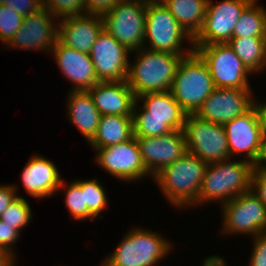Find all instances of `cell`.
<instances>
[{"label":"cell","mask_w":266,"mask_h":266,"mask_svg":"<svg viewBox=\"0 0 266 266\" xmlns=\"http://www.w3.org/2000/svg\"><path fill=\"white\" fill-rule=\"evenodd\" d=\"M186 116L170 91L143 93L133 107V136L157 137L183 129Z\"/></svg>","instance_id":"cell-1"},{"label":"cell","mask_w":266,"mask_h":266,"mask_svg":"<svg viewBox=\"0 0 266 266\" xmlns=\"http://www.w3.org/2000/svg\"><path fill=\"white\" fill-rule=\"evenodd\" d=\"M207 163L185 153L181 158L164 167L153 180L163 196L178 209L199 206V190Z\"/></svg>","instance_id":"cell-2"},{"label":"cell","mask_w":266,"mask_h":266,"mask_svg":"<svg viewBox=\"0 0 266 266\" xmlns=\"http://www.w3.org/2000/svg\"><path fill=\"white\" fill-rule=\"evenodd\" d=\"M131 53L136 57L129 63L126 81L135 97L148 92L170 91L178 64L186 56L145 47Z\"/></svg>","instance_id":"cell-3"},{"label":"cell","mask_w":266,"mask_h":266,"mask_svg":"<svg viewBox=\"0 0 266 266\" xmlns=\"http://www.w3.org/2000/svg\"><path fill=\"white\" fill-rule=\"evenodd\" d=\"M255 165L232 158L208 164L199 190V205L224 204L240 194L249 192Z\"/></svg>","instance_id":"cell-4"},{"label":"cell","mask_w":266,"mask_h":266,"mask_svg":"<svg viewBox=\"0 0 266 266\" xmlns=\"http://www.w3.org/2000/svg\"><path fill=\"white\" fill-rule=\"evenodd\" d=\"M172 244L155 231L133 227L100 266H155L172 252Z\"/></svg>","instance_id":"cell-5"},{"label":"cell","mask_w":266,"mask_h":266,"mask_svg":"<svg viewBox=\"0 0 266 266\" xmlns=\"http://www.w3.org/2000/svg\"><path fill=\"white\" fill-rule=\"evenodd\" d=\"M215 88L207 64L194 50L179 62L170 93L187 114H195Z\"/></svg>","instance_id":"cell-6"},{"label":"cell","mask_w":266,"mask_h":266,"mask_svg":"<svg viewBox=\"0 0 266 266\" xmlns=\"http://www.w3.org/2000/svg\"><path fill=\"white\" fill-rule=\"evenodd\" d=\"M184 41L190 42V48L183 47ZM144 47L177 55H189L194 51L193 39L170 11L161 1L152 0L147 1Z\"/></svg>","instance_id":"cell-7"},{"label":"cell","mask_w":266,"mask_h":266,"mask_svg":"<svg viewBox=\"0 0 266 266\" xmlns=\"http://www.w3.org/2000/svg\"><path fill=\"white\" fill-rule=\"evenodd\" d=\"M148 0H122L102 16L104 29L129 51L144 47Z\"/></svg>","instance_id":"cell-8"},{"label":"cell","mask_w":266,"mask_h":266,"mask_svg":"<svg viewBox=\"0 0 266 266\" xmlns=\"http://www.w3.org/2000/svg\"><path fill=\"white\" fill-rule=\"evenodd\" d=\"M186 150L207 164L230 159L228 140L223 125L187 114L184 123Z\"/></svg>","instance_id":"cell-9"},{"label":"cell","mask_w":266,"mask_h":266,"mask_svg":"<svg viewBox=\"0 0 266 266\" xmlns=\"http://www.w3.org/2000/svg\"><path fill=\"white\" fill-rule=\"evenodd\" d=\"M207 64L216 88L252 89L253 74L226 43L200 45L194 49Z\"/></svg>","instance_id":"cell-10"},{"label":"cell","mask_w":266,"mask_h":266,"mask_svg":"<svg viewBox=\"0 0 266 266\" xmlns=\"http://www.w3.org/2000/svg\"><path fill=\"white\" fill-rule=\"evenodd\" d=\"M220 206L221 235L254 237L266 232V208L251 190Z\"/></svg>","instance_id":"cell-11"},{"label":"cell","mask_w":266,"mask_h":266,"mask_svg":"<svg viewBox=\"0 0 266 266\" xmlns=\"http://www.w3.org/2000/svg\"><path fill=\"white\" fill-rule=\"evenodd\" d=\"M95 152V163L111 176L122 182H137L150 177L146 170L136 138L106 148H98Z\"/></svg>","instance_id":"cell-12"},{"label":"cell","mask_w":266,"mask_h":266,"mask_svg":"<svg viewBox=\"0 0 266 266\" xmlns=\"http://www.w3.org/2000/svg\"><path fill=\"white\" fill-rule=\"evenodd\" d=\"M252 0H208L203 27L193 39L194 49L200 45L226 43L232 38L233 29L244 8Z\"/></svg>","instance_id":"cell-13"},{"label":"cell","mask_w":266,"mask_h":266,"mask_svg":"<svg viewBox=\"0 0 266 266\" xmlns=\"http://www.w3.org/2000/svg\"><path fill=\"white\" fill-rule=\"evenodd\" d=\"M228 140L230 158L244 156V160L253 165L259 160L264 137L255 108L252 106L244 114L224 125Z\"/></svg>","instance_id":"cell-14"},{"label":"cell","mask_w":266,"mask_h":266,"mask_svg":"<svg viewBox=\"0 0 266 266\" xmlns=\"http://www.w3.org/2000/svg\"><path fill=\"white\" fill-rule=\"evenodd\" d=\"M89 54L100 82L124 81L127 79L131 51L119 43L105 29L96 38Z\"/></svg>","instance_id":"cell-15"},{"label":"cell","mask_w":266,"mask_h":266,"mask_svg":"<svg viewBox=\"0 0 266 266\" xmlns=\"http://www.w3.org/2000/svg\"><path fill=\"white\" fill-rule=\"evenodd\" d=\"M57 19L45 7L24 17L23 24L5 46L18 50H40L50 53L57 41ZM48 51V52H47Z\"/></svg>","instance_id":"cell-16"},{"label":"cell","mask_w":266,"mask_h":266,"mask_svg":"<svg viewBox=\"0 0 266 266\" xmlns=\"http://www.w3.org/2000/svg\"><path fill=\"white\" fill-rule=\"evenodd\" d=\"M252 89L215 88L196 111V115L215 124L224 125L253 106Z\"/></svg>","instance_id":"cell-17"},{"label":"cell","mask_w":266,"mask_h":266,"mask_svg":"<svg viewBox=\"0 0 266 266\" xmlns=\"http://www.w3.org/2000/svg\"><path fill=\"white\" fill-rule=\"evenodd\" d=\"M135 138L142 162L152 179L164 167L187 153L183 129L173 130L157 137Z\"/></svg>","instance_id":"cell-18"},{"label":"cell","mask_w":266,"mask_h":266,"mask_svg":"<svg viewBox=\"0 0 266 266\" xmlns=\"http://www.w3.org/2000/svg\"><path fill=\"white\" fill-rule=\"evenodd\" d=\"M50 54H53L60 72L73 85L70 91H88L100 82L90 54L68 47L58 39Z\"/></svg>","instance_id":"cell-19"},{"label":"cell","mask_w":266,"mask_h":266,"mask_svg":"<svg viewBox=\"0 0 266 266\" xmlns=\"http://www.w3.org/2000/svg\"><path fill=\"white\" fill-rule=\"evenodd\" d=\"M53 161L45 156H32L21 172V183L31 197L44 199L54 197L63 179Z\"/></svg>","instance_id":"cell-20"},{"label":"cell","mask_w":266,"mask_h":266,"mask_svg":"<svg viewBox=\"0 0 266 266\" xmlns=\"http://www.w3.org/2000/svg\"><path fill=\"white\" fill-rule=\"evenodd\" d=\"M57 39L64 45L88 53L104 29L102 16L80 15L58 20Z\"/></svg>","instance_id":"cell-21"},{"label":"cell","mask_w":266,"mask_h":266,"mask_svg":"<svg viewBox=\"0 0 266 266\" xmlns=\"http://www.w3.org/2000/svg\"><path fill=\"white\" fill-rule=\"evenodd\" d=\"M88 91L101 116H132L136 97L126 80L98 82Z\"/></svg>","instance_id":"cell-22"},{"label":"cell","mask_w":266,"mask_h":266,"mask_svg":"<svg viewBox=\"0 0 266 266\" xmlns=\"http://www.w3.org/2000/svg\"><path fill=\"white\" fill-rule=\"evenodd\" d=\"M67 99L65 115L89 143L97 133L100 112L89 91H69Z\"/></svg>","instance_id":"cell-23"},{"label":"cell","mask_w":266,"mask_h":266,"mask_svg":"<svg viewBox=\"0 0 266 266\" xmlns=\"http://www.w3.org/2000/svg\"><path fill=\"white\" fill-rule=\"evenodd\" d=\"M133 137L132 116L102 115L97 133L88 144L97 150L128 141Z\"/></svg>","instance_id":"cell-24"},{"label":"cell","mask_w":266,"mask_h":266,"mask_svg":"<svg viewBox=\"0 0 266 266\" xmlns=\"http://www.w3.org/2000/svg\"><path fill=\"white\" fill-rule=\"evenodd\" d=\"M187 34L194 39L203 27L208 0H160Z\"/></svg>","instance_id":"cell-25"},{"label":"cell","mask_w":266,"mask_h":266,"mask_svg":"<svg viewBox=\"0 0 266 266\" xmlns=\"http://www.w3.org/2000/svg\"><path fill=\"white\" fill-rule=\"evenodd\" d=\"M228 44L253 74L266 69V37H232Z\"/></svg>","instance_id":"cell-26"},{"label":"cell","mask_w":266,"mask_h":266,"mask_svg":"<svg viewBox=\"0 0 266 266\" xmlns=\"http://www.w3.org/2000/svg\"><path fill=\"white\" fill-rule=\"evenodd\" d=\"M252 0L234 26L232 37H266V9Z\"/></svg>","instance_id":"cell-27"},{"label":"cell","mask_w":266,"mask_h":266,"mask_svg":"<svg viewBox=\"0 0 266 266\" xmlns=\"http://www.w3.org/2000/svg\"><path fill=\"white\" fill-rule=\"evenodd\" d=\"M64 181L65 180H62L58 187V192H61L62 189L65 191L63 193L65 196V206L71 218L76 221H87V219L94 221L96 217L88 210L85 204L84 192H82L81 187L75 181L71 183Z\"/></svg>","instance_id":"cell-28"},{"label":"cell","mask_w":266,"mask_h":266,"mask_svg":"<svg viewBox=\"0 0 266 266\" xmlns=\"http://www.w3.org/2000/svg\"><path fill=\"white\" fill-rule=\"evenodd\" d=\"M74 181L81 187L82 192H84L85 204L88 210L95 217L103 214L102 212L108 208L107 203L109 199L101 182L95 178Z\"/></svg>","instance_id":"cell-29"},{"label":"cell","mask_w":266,"mask_h":266,"mask_svg":"<svg viewBox=\"0 0 266 266\" xmlns=\"http://www.w3.org/2000/svg\"><path fill=\"white\" fill-rule=\"evenodd\" d=\"M32 210L26 198L19 196L0 215V220L21 234V230L32 220Z\"/></svg>","instance_id":"cell-30"},{"label":"cell","mask_w":266,"mask_h":266,"mask_svg":"<svg viewBox=\"0 0 266 266\" xmlns=\"http://www.w3.org/2000/svg\"><path fill=\"white\" fill-rule=\"evenodd\" d=\"M44 7L57 20L86 14L85 0H44Z\"/></svg>","instance_id":"cell-31"},{"label":"cell","mask_w":266,"mask_h":266,"mask_svg":"<svg viewBox=\"0 0 266 266\" xmlns=\"http://www.w3.org/2000/svg\"><path fill=\"white\" fill-rule=\"evenodd\" d=\"M24 17L8 6H0V41L7 45L23 24Z\"/></svg>","instance_id":"cell-32"},{"label":"cell","mask_w":266,"mask_h":266,"mask_svg":"<svg viewBox=\"0 0 266 266\" xmlns=\"http://www.w3.org/2000/svg\"><path fill=\"white\" fill-rule=\"evenodd\" d=\"M20 233L10 225L0 220V249L7 252L16 260L15 242L19 240Z\"/></svg>","instance_id":"cell-33"},{"label":"cell","mask_w":266,"mask_h":266,"mask_svg":"<svg viewBox=\"0 0 266 266\" xmlns=\"http://www.w3.org/2000/svg\"><path fill=\"white\" fill-rule=\"evenodd\" d=\"M253 248L248 266H266V232L252 237Z\"/></svg>","instance_id":"cell-34"},{"label":"cell","mask_w":266,"mask_h":266,"mask_svg":"<svg viewBox=\"0 0 266 266\" xmlns=\"http://www.w3.org/2000/svg\"><path fill=\"white\" fill-rule=\"evenodd\" d=\"M3 4L21 16L26 17L42 9L44 0H4Z\"/></svg>","instance_id":"cell-35"},{"label":"cell","mask_w":266,"mask_h":266,"mask_svg":"<svg viewBox=\"0 0 266 266\" xmlns=\"http://www.w3.org/2000/svg\"><path fill=\"white\" fill-rule=\"evenodd\" d=\"M251 191L261 200L266 208V169L254 167Z\"/></svg>","instance_id":"cell-36"},{"label":"cell","mask_w":266,"mask_h":266,"mask_svg":"<svg viewBox=\"0 0 266 266\" xmlns=\"http://www.w3.org/2000/svg\"><path fill=\"white\" fill-rule=\"evenodd\" d=\"M122 0H85L86 14L103 16Z\"/></svg>","instance_id":"cell-37"},{"label":"cell","mask_w":266,"mask_h":266,"mask_svg":"<svg viewBox=\"0 0 266 266\" xmlns=\"http://www.w3.org/2000/svg\"><path fill=\"white\" fill-rule=\"evenodd\" d=\"M13 184L9 185H0V215L2 212L8 207L13 201H15L19 195H18V187Z\"/></svg>","instance_id":"cell-38"},{"label":"cell","mask_w":266,"mask_h":266,"mask_svg":"<svg viewBox=\"0 0 266 266\" xmlns=\"http://www.w3.org/2000/svg\"><path fill=\"white\" fill-rule=\"evenodd\" d=\"M255 98L254 96L253 107L256 110L263 137L266 138V103L260 100L258 102V99L256 100Z\"/></svg>","instance_id":"cell-39"},{"label":"cell","mask_w":266,"mask_h":266,"mask_svg":"<svg viewBox=\"0 0 266 266\" xmlns=\"http://www.w3.org/2000/svg\"><path fill=\"white\" fill-rule=\"evenodd\" d=\"M16 260L0 249V266H16Z\"/></svg>","instance_id":"cell-40"},{"label":"cell","mask_w":266,"mask_h":266,"mask_svg":"<svg viewBox=\"0 0 266 266\" xmlns=\"http://www.w3.org/2000/svg\"><path fill=\"white\" fill-rule=\"evenodd\" d=\"M255 167H261L262 169H266V138H264L261 154Z\"/></svg>","instance_id":"cell-41"},{"label":"cell","mask_w":266,"mask_h":266,"mask_svg":"<svg viewBox=\"0 0 266 266\" xmlns=\"http://www.w3.org/2000/svg\"><path fill=\"white\" fill-rule=\"evenodd\" d=\"M4 3V0H0V6Z\"/></svg>","instance_id":"cell-42"}]
</instances>
